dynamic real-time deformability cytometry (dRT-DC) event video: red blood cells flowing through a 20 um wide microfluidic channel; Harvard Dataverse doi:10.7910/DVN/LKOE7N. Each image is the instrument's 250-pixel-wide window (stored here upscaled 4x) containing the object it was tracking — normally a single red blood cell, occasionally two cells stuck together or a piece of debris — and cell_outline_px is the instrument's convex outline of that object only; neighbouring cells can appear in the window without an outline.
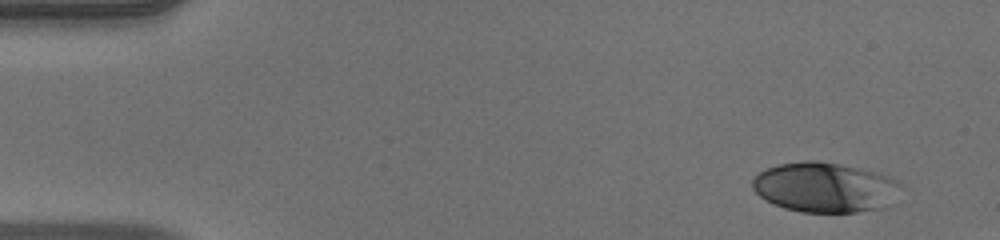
{"species": "human", "species_latin": "Homo sapiens", "temperature_condition": "warm", "stored_images_in_passage": 45, "camera_frame_rate_fps": 3000, "um_per_image_px": 0.085, "donor": {"sex": "male"}, "frame": {"image": 1, "passage_image": 1, "time_ms": 0.0, "image_size_px": [1000, 240], "cell_outline_px": [[900, 184], [896, 204], [888, 208], [856, 212], [800, 212], [784, 208], [760, 196], [752, 188], [752, 180], [760, 172], [768, 168], [780, 164], [804, 160], [816, 160], [836, 164], [872, 172], [888, 176], [896, 180]], "centroid_in_image_um": [70.16, 15.95], "position_along_channel_um": 14.8, "area_um2": 43.12}}
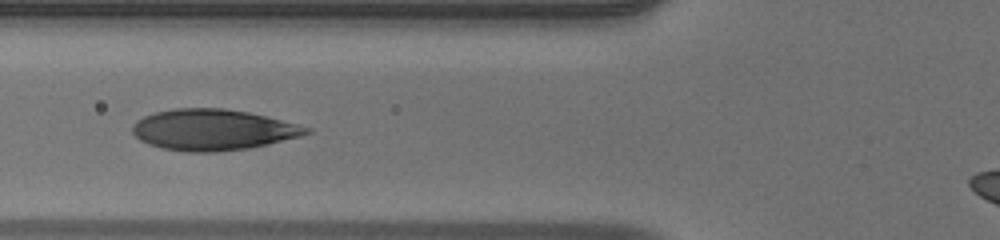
{"frame": {"image": 2, "passage_image": 17, "time_ms": 5.333, "image_size_px": [1000, 240], "cell_outline_px": [[312, 132], [300, 136], [268, 144], [248, 148], [216, 152], [188, 152], [160, 148], [148, 144], [140, 140], [132, 132], [132, 124], [136, 120], [152, 112], [176, 108], [224, 108], [248, 112], [312, 128]], "centroid_in_image_um": [18.05, 11.03], "position_along_channel_um": 107.8, "area_um2": 41.56}}
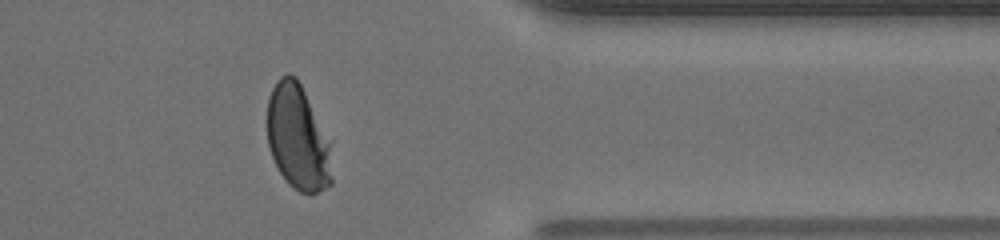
{"frame": {"image": 3, "passage_image": 39, "time_ms": 12.667, "image_size_px": [1000, 240], "cell_outline_px": [[332, 184], [316, 192], [300, 192], [288, 184], [280, 172], [272, 156], [268, 144], [268, 96], [276, 80], [280, 76], [288, 72], [296, 76], [332, 140]], "centroid_in_image_um": [25.36, 11.66], "position_along_channel_um": 386.0, "area_um2": 40.34}}